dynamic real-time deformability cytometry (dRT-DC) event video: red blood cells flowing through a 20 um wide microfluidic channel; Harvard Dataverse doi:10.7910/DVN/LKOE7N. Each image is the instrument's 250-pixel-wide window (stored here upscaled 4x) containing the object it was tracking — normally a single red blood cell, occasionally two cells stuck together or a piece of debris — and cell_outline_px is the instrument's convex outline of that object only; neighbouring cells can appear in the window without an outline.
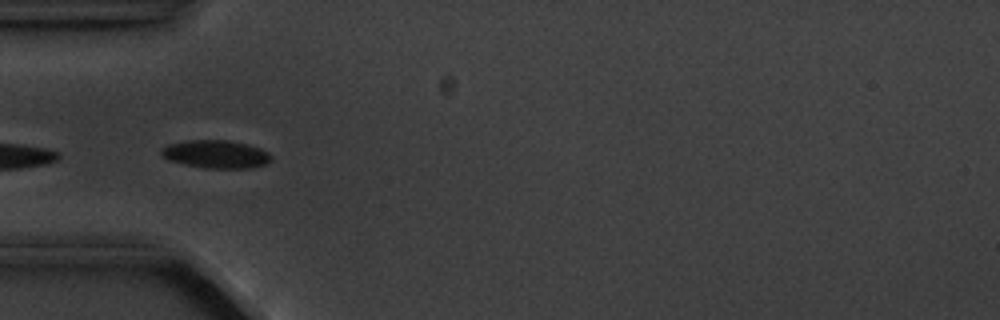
{"species": "common noctule bat (a hibernating species)", "species_latin": "Nyctalus noctula", "temperature_condition": "cold", "stored_images_in_passage": 8, "camera_frame_rate_fps": 3000, "um_per_image_px": 0.085, "animal": {"sex": "male", "body_mass_g": 20.1, "forearm_length_mm": 53.5}, "frame": {"image": 1, "passage_image": 4, "time_ms": 3.667, "image_size_px": [1000, 320], "cell_outline_px": [[272, 160], [264, 164], [252, 168], [204, 168], [184, 164], [168, 160], [160, 156], [160, 148], [168, 144], [188, 140], [228, 140], [248, 144], [260, 148], [268, 152], [272, 156]], "centroid_in_image_um": [18.33, 13.1], "position_along_channel_um": 66.7, "area_um2": 18.15}}
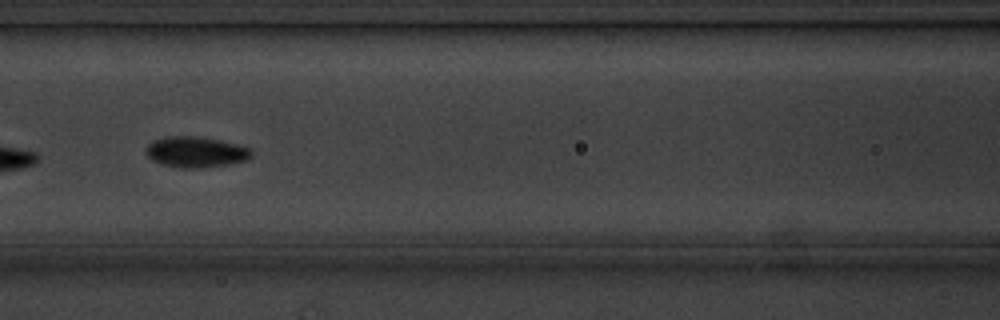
{"frame": {"image": 2, "passage_image": 6, "time_ms": 6.0, "image_size_px": [1000, 320], "cell_outline_px": [[252, 156], [248, 160], [228, 164], [200, 168], [180, 168], [160, 164], [152, 160], [144, 152], [144, 148], [152, 140], [172, 136], [196, 136], [220, 140], [252, 148]], "centroid_in_image_um": [16.63, 12.92], "position_along_channel_um": 150.0, "area_um2": 19.13}}